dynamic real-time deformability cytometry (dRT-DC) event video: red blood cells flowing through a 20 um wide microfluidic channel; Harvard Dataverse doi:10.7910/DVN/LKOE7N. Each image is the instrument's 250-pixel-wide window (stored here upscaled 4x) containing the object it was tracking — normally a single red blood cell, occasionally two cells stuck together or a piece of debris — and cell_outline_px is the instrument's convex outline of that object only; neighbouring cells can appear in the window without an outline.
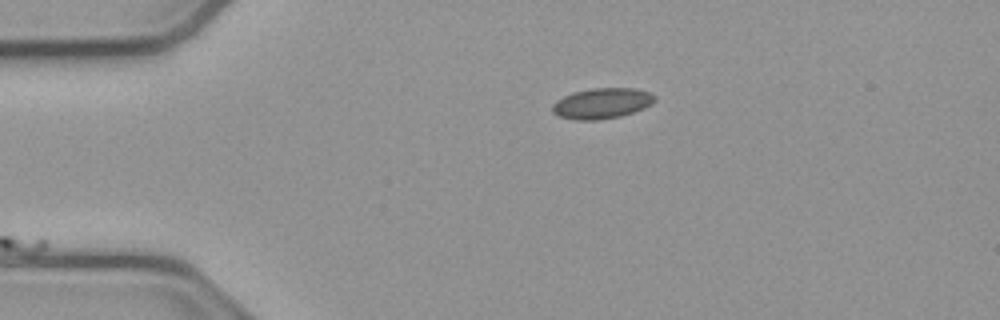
{"species": "common noctule bat (a hibernating species)", "species_latin": "Nyctalus noctula", "temperature_condition": "cold", "stored_images_in_passage": 42, "camera_frame_rate_fps": 3000, "um_per_image_px": 0.085, "animal": {"sex": "male", "body_mass_g": 23.1, "forearm_length_mm": 52.7}, "frame": {"image": 1, "passage_image": 1, "time_ms": 0.0, "image_size_px": [1000, 320], "cell_outline_px": [[656, 100], [652, 104], [644, 108], [620, 116], [596, 120], [576, 120], [560, 116], [552, 112], [552, 104], [556, 100], [572, 92], [592, 88], [636, 88], [648, 92], [656, 96]], "centroid_in_image_um": [51.16, 8.77], "position_along_channel_um": 33.8, "area_um2": 18.26}}
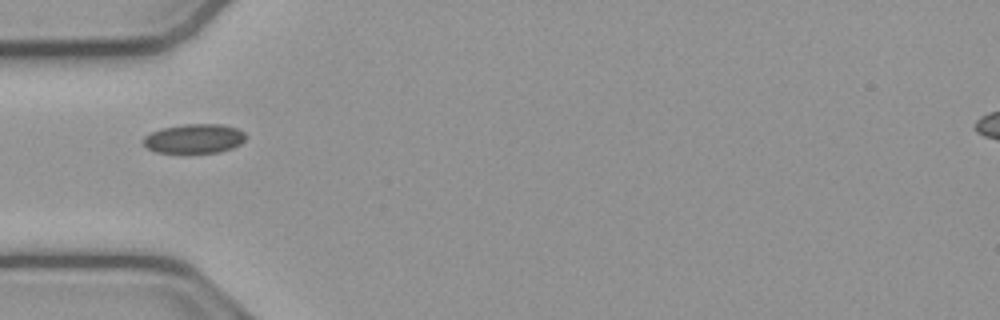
{"frame": {"image": 2, "passage_image": 7, "time_ms": 2.0, "image_size_px": [1000, 320], "cell_outline_px": [[244, 140], [240, 144], [232, 148], [220, 152], [184, 156], [156, 152], [148, 148], [144, 144], [144, 136], [160, 128], [184, 124], [220, 124], [236, 128], [244, 132]], "centroid_in_image_um": [16.47, 11.83], "position_along_channel_um": 68.5, "area_um2": 18.21}}